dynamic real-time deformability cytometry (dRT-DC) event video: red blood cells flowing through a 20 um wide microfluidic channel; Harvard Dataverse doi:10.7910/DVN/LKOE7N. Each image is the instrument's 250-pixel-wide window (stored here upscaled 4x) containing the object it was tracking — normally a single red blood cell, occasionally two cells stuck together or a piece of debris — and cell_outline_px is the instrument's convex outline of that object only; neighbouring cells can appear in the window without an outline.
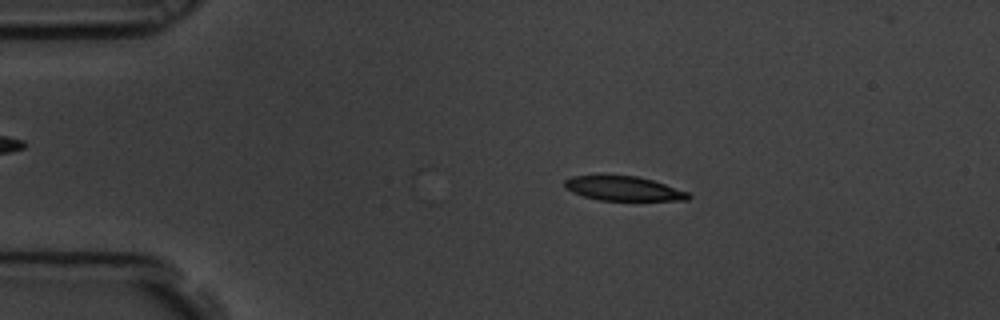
{"species": "common noctule bat (a hibernating species)", "species_latin": "Nyctalus noctula", "temperature_condition": "room temperature", "stored_images_in_passage": 5, "camera_frame_rate_fps": 3000, "um_per_image_px": 0.085, "animal": {"sex": "male", "body_mass_g": 19.5, "forearm_length_mm": 54.6}, "frame": {"image": 1, "passage_image": 3, "time_ms": 0.667, "image_size_px": [1000, 320], "cell_outline_px": [[692, 196], [688, 200], [600, 200], [584, 196], [572, 192], [564, 188], [564, 180], [572, 176], [636, 176], [652, 180], [688, 192]], "centroid_in_image_um": [52.98, 16.03], "position_along_channel_um": 32.0, "area_um2": 17.34}}
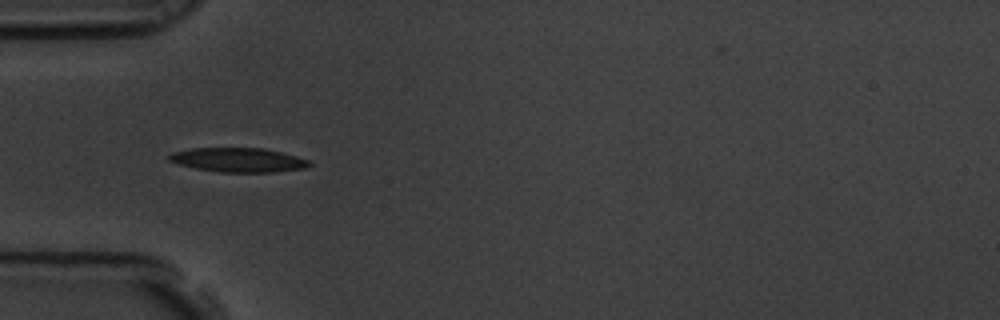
{"frame": {"image": 2, "passage_image": 5, "time_ms": 1.333, "image_size_px": [1000, 320], "cell_outline_px": [[312, 164], [304, 168], [276, 172], [220, 172], [196, 168], [180, 164], [168, 160], [168, 156], [172, 152], [192, 148], [260, 148], [280, 152], [296, 156], [308, 160]], "centroid_in_image_um": [20.25, 13.59], "position_along_channel_um": 64.8, "area_um2": 19.59}}